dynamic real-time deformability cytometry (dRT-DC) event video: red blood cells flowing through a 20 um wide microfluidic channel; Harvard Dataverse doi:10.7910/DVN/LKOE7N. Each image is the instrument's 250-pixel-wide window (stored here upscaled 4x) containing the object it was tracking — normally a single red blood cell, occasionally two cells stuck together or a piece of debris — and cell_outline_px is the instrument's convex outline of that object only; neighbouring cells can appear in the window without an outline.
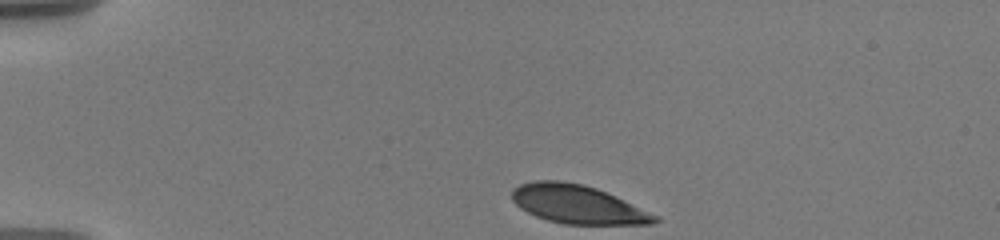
{"species": "human", "species_latin": "Homo sapiens", "temperature_condition": "warm", "stored_images_in_passage": 46, "camera_frame_rate_fps": 3000, "um_per_image_px": 0.085, "donor": {"sex": "male"}, "frame": {"image": 1, "passage_image": 1, "time_ms": 0.0, "image_size_px": [1000, 240], "cell_outline_px": [[660, 220], [652, 224], [564, 224], [548, 220], [536, 216], [520, 208], [512, 200], [512, 188], [520, 184], [536, 180], [560, 180], [584, 184], [596, 188], [660, 216]], "centroid_in_image_um": [49.09, 17.36], "position_along_channel_um": 35.9, "area_um2": 32.02}}
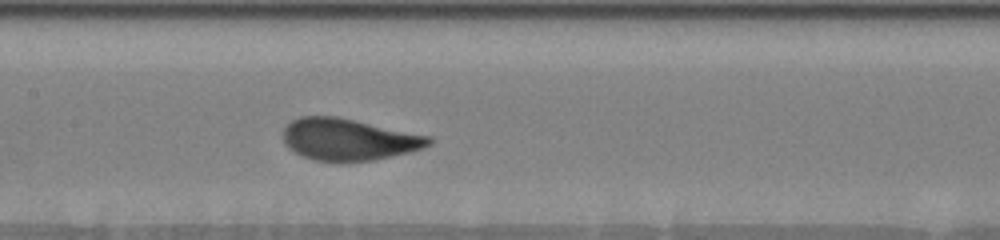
{"frame": {"image": 2, "passage_image": 15, "time_ms": 5.667, "image_size_px": [1000, 240], "cell_outline_px": [[432, 144], [424, 148], [392, 156], [372, 160], [312, 160], [288, 148], [284, 144], [284, 128], [292, 120], [300, 116], [336, 116], [432, 136]], "centroid_in_image_um": [29.66, 11.83], "position_along_channel_um": 177.7, "area_um2": 35.14}}
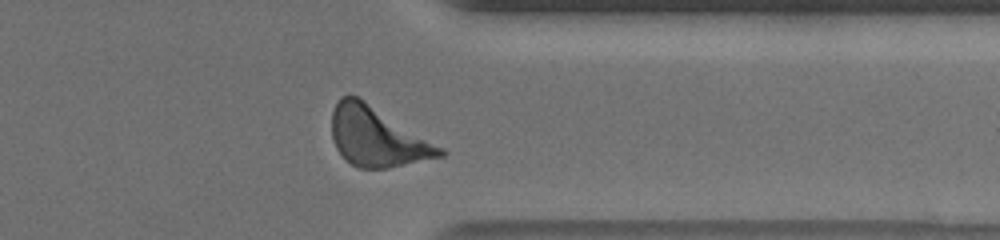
{"frame": {"image": 3, "passage_image": 35, "time_ms": 11.333, "image_size_px": [1000, 240], "cell_outline_px": [[448, 152], [444, 156], [388, 168], [360, 168], [352, 164], [336, 148], [332, 136], [332, 112], [340, 96], [356, 96], [444, 148]], "centroid_in_image_um": [32.07, 11.65], "position_along_channel_um": 379.3, "area_um2": 36.7}, "authors_computed_cell_mechanics": {"area_um2": 35.1424, "velocity_mm_per_s": 3.5858, "shape_relaxation_time_tau1_ms": 2.3638, "shape_relaxation_time_tau2_ms": null, "deformation_change_tau1": 0.1437, "deformation_change_tau2": null}}